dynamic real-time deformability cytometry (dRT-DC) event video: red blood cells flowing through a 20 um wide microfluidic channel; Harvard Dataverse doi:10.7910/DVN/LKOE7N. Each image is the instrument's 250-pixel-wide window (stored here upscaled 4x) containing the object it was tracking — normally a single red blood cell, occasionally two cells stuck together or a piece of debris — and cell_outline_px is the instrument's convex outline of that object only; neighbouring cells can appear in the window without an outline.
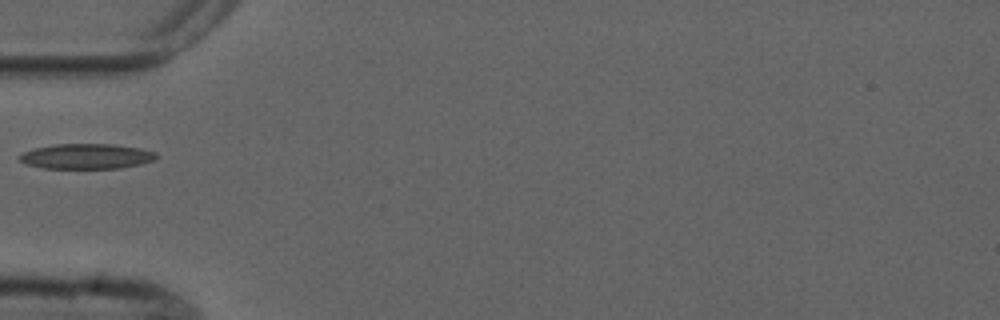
{"species": "common noctule bat (a hibernating species)", "species_latin": "Nyctalus noctula", "temperature_condition": "cold", "stored_images_in_passage": 3, "camera_frame_rate_fps": 3000, "um_per_image_px": 0.085, "animal": {"sex": "male", "forearm_length_mm": 52.5}, "frame": {"image": 1, "passage_image": 2, "time_ms": 1.333, "image_size_px": [1000, 320], "cell_outline_px": [[160, 156], [156, 160], [140, 164], [120, 168], [40, 168], [24, 164], [16, 156], [24, 152], [36, 148], [56, 144], [112, 144], [140, 148], [156, 152]], "centroid_in_image_um": [7.37, 13.29], "position_along_channel_um": 77.6, "area_um2": 20.23}}
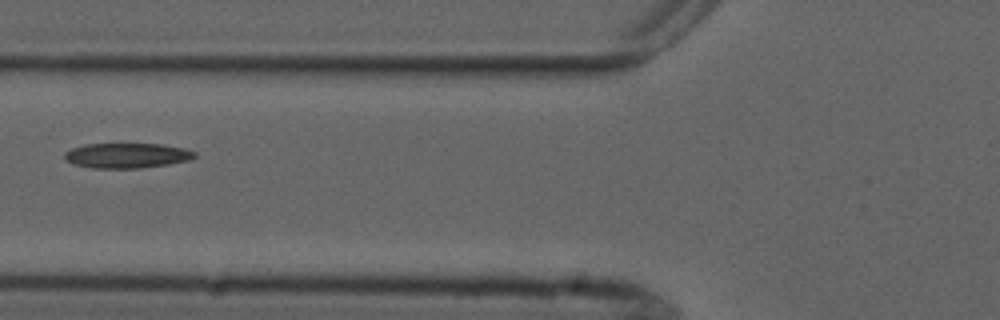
{"frame": {"image": 2, "passage_image": 3, "time_ms": 2.333, "image_size_px": [1000, 320], "cell_outline_px": [[196, 156], [188, 160], [168, 164], [140, 168], [92, 168], [76, 164], [68, 160], [64, 156], [64, 152], [72, 148], [84, 144], [160, 144], [184, 148], [196, 152]], "centroid_in_image_um": [10.79, 13.21], "position_along_channel_um": 115.0, "area_um2": 18.79}}